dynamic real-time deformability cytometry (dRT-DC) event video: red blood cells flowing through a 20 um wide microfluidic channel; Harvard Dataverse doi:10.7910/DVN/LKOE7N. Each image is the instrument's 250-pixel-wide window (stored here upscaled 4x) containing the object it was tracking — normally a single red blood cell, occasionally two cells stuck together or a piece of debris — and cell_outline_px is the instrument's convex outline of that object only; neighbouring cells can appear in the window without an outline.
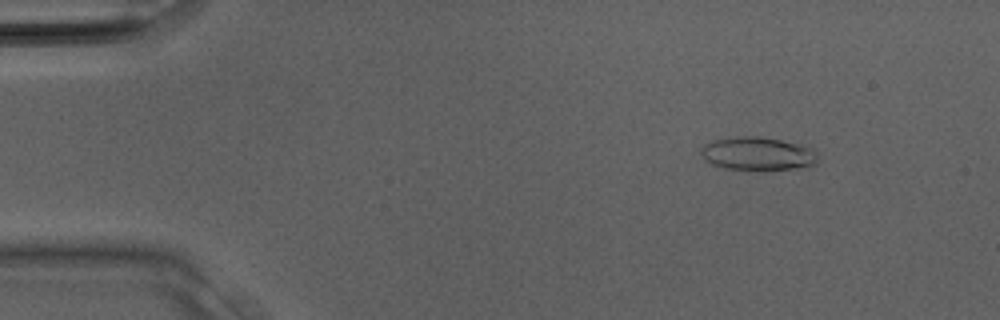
{"species": "Egyptian fruit bat (a non-hibernating species)", "species_latin": "Rousettus aegyptiacus", "temperature_condition": "room temperature", "stored_images_in_passage": 21, "camera_frame_rate_fps": 3000, "um_per_image_px": 0.085, "animal": {"sex": "male"}, "frame": {"image": 1, "passage_image": 4, "time_ms": 1.0, "image_size_px": [1000, 320], "cell_outline_px": [[816, 164], [792, 168], [724, 168], [712, 164], [704, 160], [700, 156], [700, 148], [704, 144], [712, 140], [736, 136], [760, 136], [780, 140], [796, 144], [808, 148], [816, 156]], "centroid_in_image_um": [64.26, 13.03], "position_along_channel_um": 20.7, "area_um2": 21.91}}
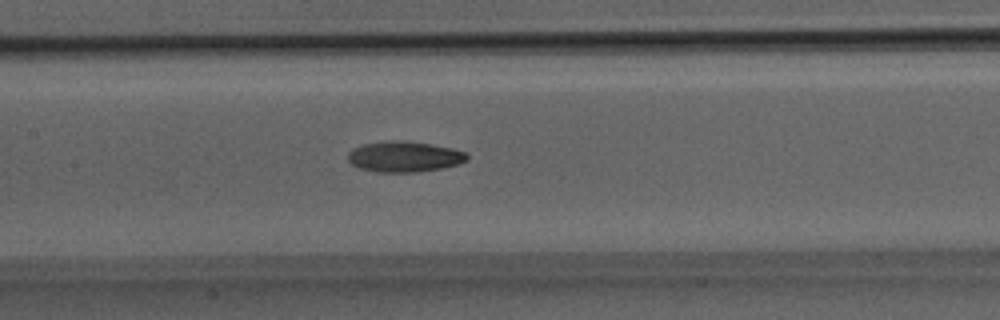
{"frame": {"image": 2, "passage_image": 15, "time_ms": 4.667, "image_size_px": [1000, 320], "cell_outline_px": [[468, 160], [456, 164], [440, 168], [416, 172], [376, 172], [360, 168], [352, 164], [348, 160], [348, 152], [352, 148], [364, 144], [392, 140], [404, 140], [452, 148], [464, 152], [468, 156]], "centroid_in_image_um": [34.33, 13.31], "position_along_channel_um": 173.1, "area_um2": 21.1}}
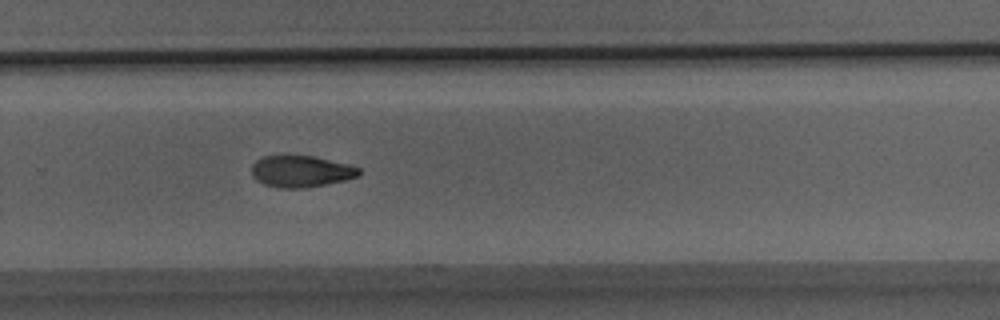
{"frame": {"image": 3, "passage_image": 21, "time_ms": 6.667, "image_size_px": [1000, 320], "cell_outline_px": [[360, 176], [344, 180], [304, 188], [280, 188], [264, 184], [256, 180], [252, 176], [252, 164], [256, 160], [264, 156], [316, 156], [348, 164], [360, 168]], "centroid_in_image_um": [25.58, 14.56], "position_along_channel_um": 304.2, "area_um2": 19.71}}